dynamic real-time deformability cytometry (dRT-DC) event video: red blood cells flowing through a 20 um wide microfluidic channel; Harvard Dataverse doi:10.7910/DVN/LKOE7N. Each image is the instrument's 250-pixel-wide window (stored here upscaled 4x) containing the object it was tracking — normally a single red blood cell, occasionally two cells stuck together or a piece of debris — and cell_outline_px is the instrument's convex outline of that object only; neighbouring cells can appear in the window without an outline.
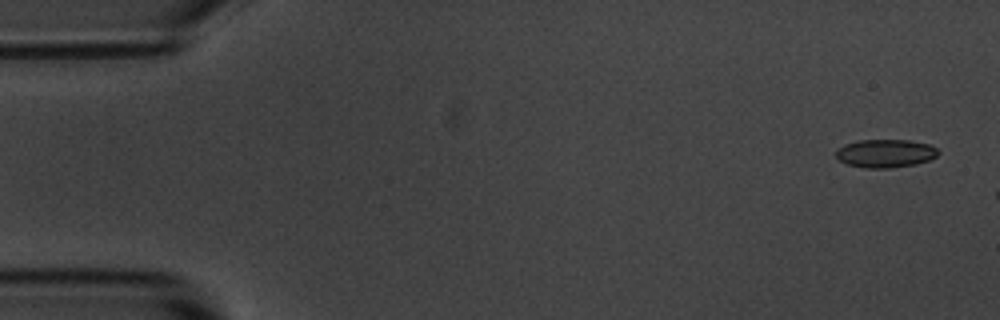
{"species": "common noctule bat (a hibernating species)", "species_latin": "Nyctalus noctula", "temperature_condition": "room temperature", "stored_images_in_passage": 4, "camera_frame_rate_fps": 3000, "um_per_image_px": 0.085, "animal": {"sex": "male", "body_mass_g": 20.1, "forearm_length_mm": 53.5}, "frame": {"image": 1, "passage_image": 1, "time_ms": 0.0, "image_size_px": [1000, 320], "cell_outline_px": [[940, 152], [936, 156], [928, 160], [916, 164], [888, 168], [864, 168], [848, 164], [840, 160], [836, 156], [836, 152], [844, 144], [860, 140], [908, 140], [928, 144], [936, 148]], "centroid_in_image_um": [75.27, 13.04], "position_along_channel_um": 9.7, "area_um2": 16.65}}